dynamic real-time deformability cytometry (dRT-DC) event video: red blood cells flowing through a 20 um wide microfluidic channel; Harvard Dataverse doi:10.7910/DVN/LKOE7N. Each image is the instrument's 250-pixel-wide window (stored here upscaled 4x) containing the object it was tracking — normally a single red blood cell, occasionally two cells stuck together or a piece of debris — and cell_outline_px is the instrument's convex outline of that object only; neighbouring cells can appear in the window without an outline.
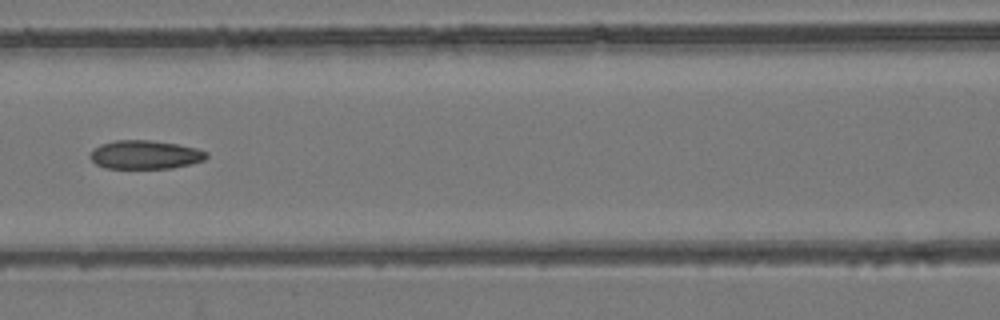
{"species": "common noctule bat (a hibernating species)", "species_latin": "Nyctalus noctula", "temperature_condition": "room temperature", "stored_images_in_passage": 7, "camera_frame_rate_fps": 3000, "um_per_image_px": 0.085, "animal": {"sex": "female", "body_mass_g": 24.6, "forearm_length_mm": 56.2}, "frame": {"image": 1, "passage_image": 6, "time_ms": 7.333, "image_size_px": [1000, 320], "cell_outline_px": [[208, 156], [204, 160], [192, 164], [172, 168], [104, 168], [96, 164], [88, 156], [100, 144], [116, 140], [148, 140], [176, 144], [196, 148], [208, 152]], "centroid_in_image_um": [12.35, 13.15], "position_along_channel_um": 154.3, "area_um2": 19.36}}
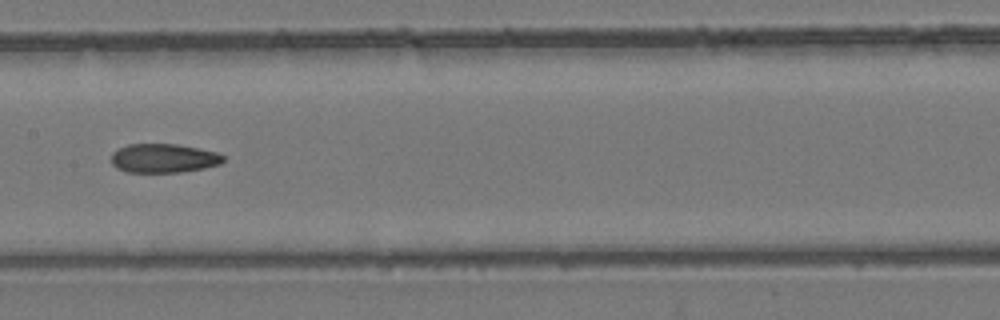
{"frame": {"image": 2, "passage_image": 7, "time_ms": 8.333, "image_size_px": [1000, 320], "cell_outline_px": [[224, 160], [220, 164], [204, 168], [180, 172], [124, 172], [116, 168], [112, 164], [112, 152], [128, 144], [176, 144], [216, 152], [224, 156]], "centroid_in_image_um": [13.88, 13.46], "position_along_channel_um": 193.5, "area_um2": 18.84}}